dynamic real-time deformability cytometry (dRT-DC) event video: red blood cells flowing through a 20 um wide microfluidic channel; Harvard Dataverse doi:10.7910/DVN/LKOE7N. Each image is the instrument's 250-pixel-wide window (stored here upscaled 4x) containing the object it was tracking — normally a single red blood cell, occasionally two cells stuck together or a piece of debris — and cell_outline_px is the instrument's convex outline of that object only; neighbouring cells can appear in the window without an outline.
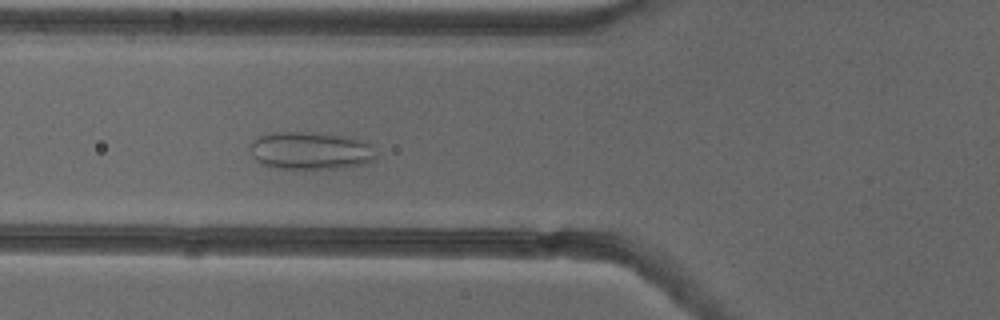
{"species": "common noctule bat (a hibernating species)", "species_latin": "Nyctalus noctula", "temperature_condition": "cold", "stored_images_in_passage": 54, "camera_frame_rate_fps": 3000, "um_per_image_px": 0.085, "animal": {"sex": "female"}, "frame": {"image": 1, "passage_image": 21, "time_ms": 6.667, "image_size_px": [1000, 320], "cell_outline_px": [[376, 156], [372, 160], [364, 164], [336, 168], [276, 168], [260, 164], [252, 156], [248, 148], [252, 140], [260, 136], [276, 132], [312, 132], [348, 136], [364, 140], [376, 144]], "centroid_in_image_um": [26.43, 12.79], "position_along_channel_um": 99.4, "area_um2": 28.09}}
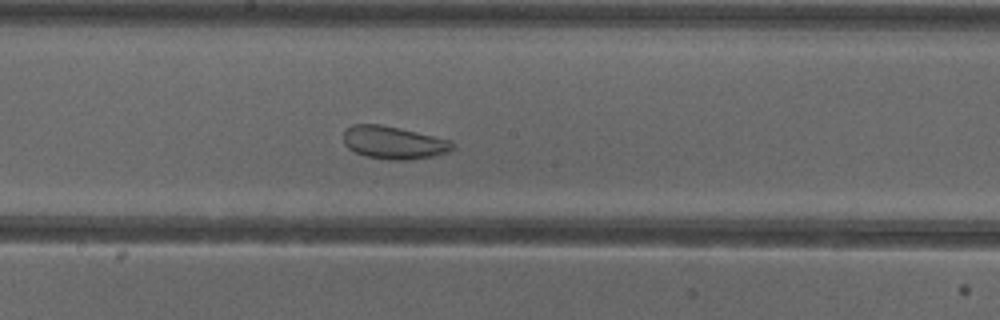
{"frame": {"image": 2, "passage_image": 30, "time_ms": 9.667, "image_size_px": [1000, 320], "cell_outline_px": [[456, 144], [448, 152], [432, 156], [408, 160], [388, 160], [364, 156], [348, 148], [344, 144], [344, 132], [352, 124], [380, 124], [400, 128], [452, 140]], "centroid_in_image_um": [33.47, 12.12], "position_along_channel_um": 214.7, "area_um2": 20.92}}
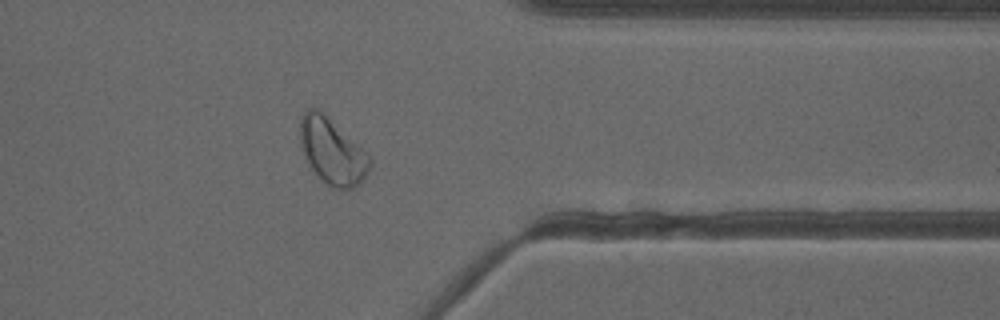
{"frame": {"image": 3, "passage_image": 44, "time_ms": 14.333, "image_size_px": [1000, 320], "cell_outline_px": [[372, 164], [364, 180], [352, 188], [336, 188], [328, 184], [308, 164], [304, 156], [300, 144], [300, 116], [308, 108], [316, 108], [324, 112], [372, 160]], "centroid_in_image_um": [28.21, 12.83], "position_along_channel_um": 383.2, "area_um2": 26.24}, "authors_computed_cell_mechanics": {"area_um2": 28.8133, "velocity_mm_per_s": 3.8228, "shape_relaxation_time_tau1_ms": null, "shape_relaxation_time_tau2_ms": 1.209, "deformation_change_tau1": null, "deformation_change_tau2": 0.076}}